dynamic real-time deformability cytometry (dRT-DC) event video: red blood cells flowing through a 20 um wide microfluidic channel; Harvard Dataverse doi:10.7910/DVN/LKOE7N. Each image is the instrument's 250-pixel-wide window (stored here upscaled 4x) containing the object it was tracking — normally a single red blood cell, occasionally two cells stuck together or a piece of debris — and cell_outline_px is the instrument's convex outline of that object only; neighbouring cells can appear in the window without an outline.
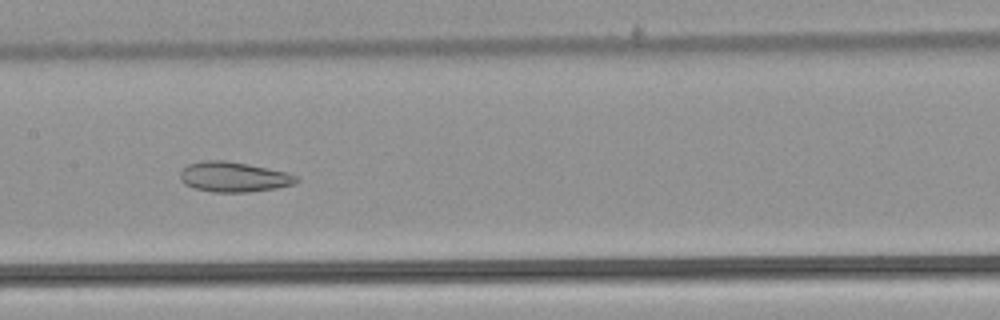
{"species": "common noctule bat (a hibernating species)", "species_latin": "Nyctalus noctula", "temperature_condition": "warm", "stored_images_in_passage": 54, "camera_frame_rate_fps": 3000, "um_per_image_px": 0.085, "animal": {"sex": "male", "body_mass_g": 21.5, "forearm_length_mm": 52.0}, "frame": {"image": 1, "passage_image": 28, "time_ms": 9.0, "image_size_px": [1000, 320], "cell_outline_px": [[300, 180], [292, 184], [276, 188], [248, 192], [212, 192], [196, 188], [184, 184], [180, 180], [180, 172], [188, 164], [204, 160], [224, 160], [248, 164], [284, 172], [296, 176]], "centroid_in_image_um": [19.82, 15.04], "position_along_channel_um": 187.6, "area_um2": 20.17}}
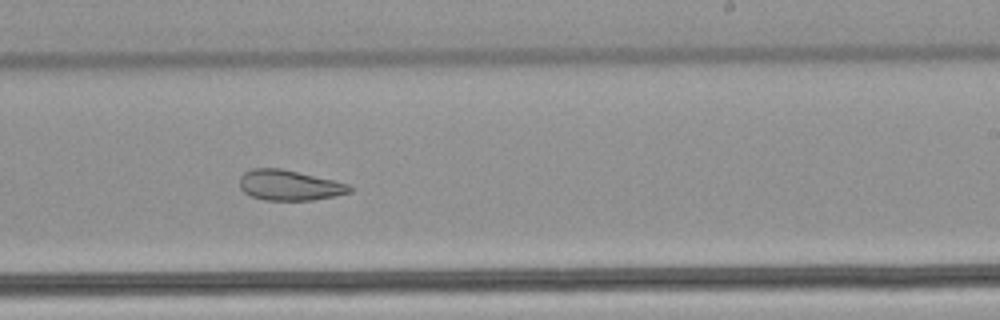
{"frame": {"image": 2, "passage_image": 34, "time_ms": 11.0, "image_size_px": [1000, 320], "cell_outline_px": [[352, 192], [336, 196], [312, 200], [264, 200], [252, 196], [244, 192], [240, 188], [240, 176], [244, 172], [252, 168], [280, 168], [332, 180], [348, 184], [352, 188]], "centroid_in_image_um": [24.58, 15.75], "position_along_channel_um": 264.4, "area_um2": 19.36}}
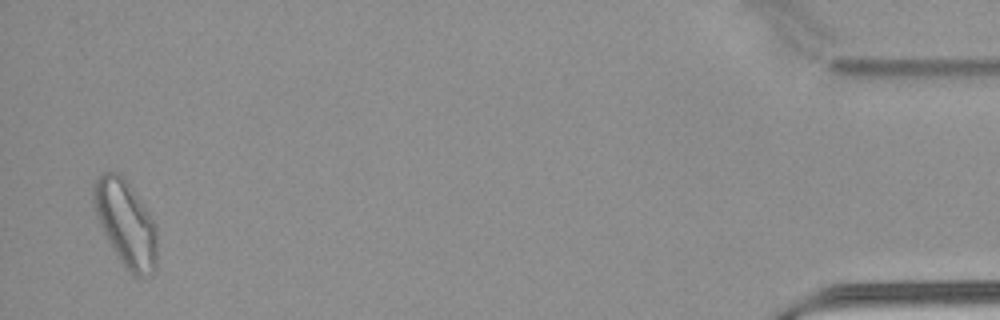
{"frame": {"image": 3, "passage_image": 53, "time_ms": 17.333, "image_size_px": [1000, 320], "cell_outline_px": [[156, 268], [152, 276], [132, 276], [120, 260], [112, 248], [100, 224], [92, 200], [92, 188], [96, 176], [100, 172], [116, 172], [124, 176], [156, 224]], "centroid_in_image_um": [10.68, 18.97], "position_along_channel_um": 424.5, "area_um2": 31.91}, "authors_computed_cell_mechanics": {"area_um2": 26.7903, "velocity_mm_per_s": 3.8592, "shape_relaxation_time_tau1_ms": null, "shape_relaxation_time_tau2_ms": 3.3167, "deformation_change_tau1": null, "deformation_change_tau2": 0.1087}}